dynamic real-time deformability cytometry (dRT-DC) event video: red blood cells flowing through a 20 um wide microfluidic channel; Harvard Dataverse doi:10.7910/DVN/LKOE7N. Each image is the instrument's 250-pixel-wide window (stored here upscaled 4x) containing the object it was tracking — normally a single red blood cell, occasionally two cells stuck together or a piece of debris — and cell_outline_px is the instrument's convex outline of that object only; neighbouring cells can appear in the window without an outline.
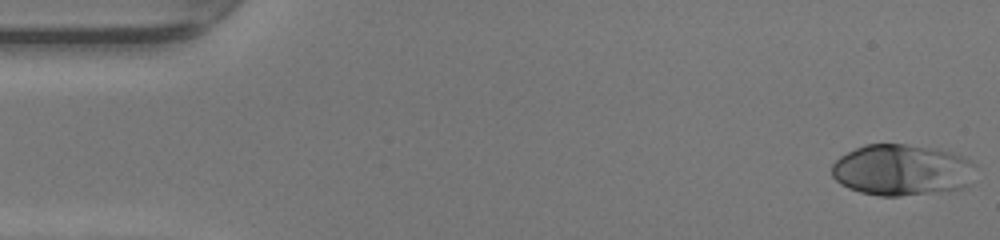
{"species": "human", "species_latin": "Homo sapiens", "temperature_condition": "warm", "stored_images_in_passage": 48, "camera_frame_rate_fps": 3000, "um_per_image_px": 0.085, "donor": {"sex": "female"}, "frame": {"image": 1, "passage_image": 1, "time_ms": 0.0, "image_size_px": [1000, 240], "cell_outline_px": [[976, 164], [968, 184], [960, 188], [900, 196], [880, 196], [860, 192], [848, 188], [840, 184], [832, 176], [832, 164], [840, 156], [864, 144], [904, 144], [932, 148], [952, 152], [964, 156]], "centroid_in_image_um": [76.62, 14.44], "position_along_channel_um": 8.4, "area_um2": 42.71}}
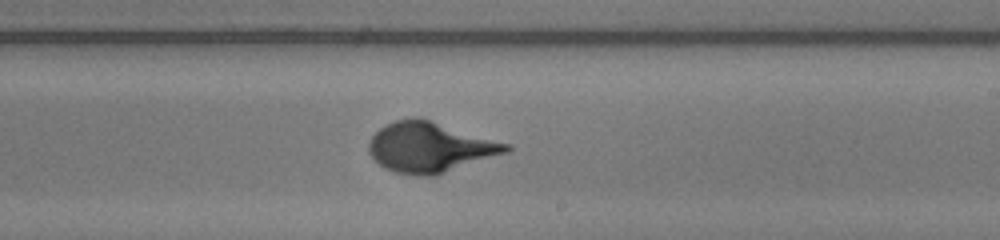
{"frame": {"image": 2, "passage_image": 28, "time_ms": 9.0, "image_size_px": [1000, 240], "cell_outline_px": [[512, 148], [508, 152], [436, 176], [416, 176], [396, 172], [384, 168], [368, 152], [368, 144], [372, 136], [380, 128], [396, 120], [416, 116], [420, 116], [512, 144]], "centroid_in_image_um": [36.59, 12.5], "position_along_channel_um": 252.4, "area_um2": 40.63}}
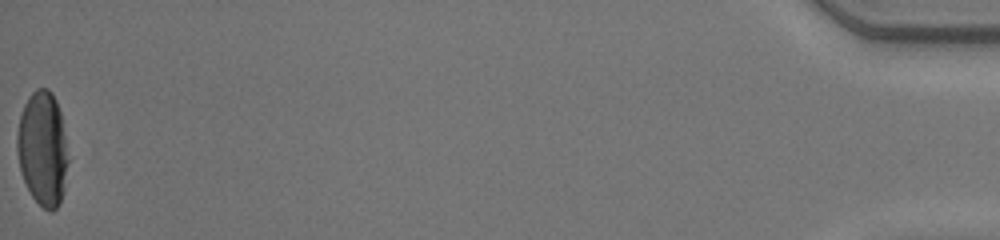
{"frame": {"image": 3, "passage_image": 48, "time_ms": 15.667, "image_size_px": [1000, 240], "cell_outline_px": [[68, 160], [64, 192], [60, 204], [52, 212], [48, 212], [32, 196], [20, 172], [16, 152], [16, 136], [20, 116], [24, 104], [28, 96], [36, 88], [48, 88], [52, 92], [56, 100], [60, 112]], "centroid_in_image_um": [3.61, 12.64], "position_along_channel_um": 431.6, "area_um2": 34.22}}